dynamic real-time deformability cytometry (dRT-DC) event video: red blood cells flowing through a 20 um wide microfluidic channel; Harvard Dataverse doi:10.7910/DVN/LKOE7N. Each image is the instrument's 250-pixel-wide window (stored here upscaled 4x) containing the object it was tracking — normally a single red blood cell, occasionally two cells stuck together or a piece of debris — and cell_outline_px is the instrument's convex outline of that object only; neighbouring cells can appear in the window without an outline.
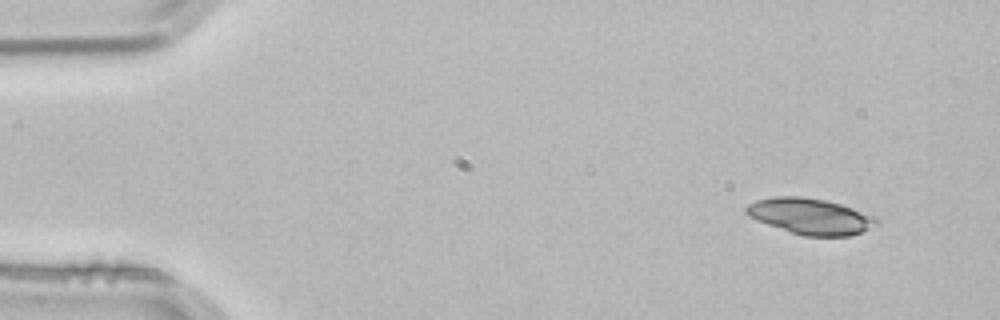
{"species": "common noctule bat (a hibernating species)", "species_latin": "Nyctalus noctula", "temperature_condition": "room temperature", "stored_images_in_passage": 5, "segment_of_instrument_passage": [2, 2], "camera_frame_rate_fps": 3000, "um_per_image_px": 0.085, "animal": {"sex": "male", "body_mass_g": 21.5, "forearm_length_mm": 52.0}, "frame": {"image": 1, "passage_image": 5, "time_ms": 1.333, "image_size_px": [1000, 320], "cell_outline_px": [[880, 224], [860, 232], [848, 236], [804, 236], [768, 224], [748, 216], [744, 212], [744, 208], [748, 204], [756, 200], [776, 196], [800, 196], [824, 200], [840, 204], [876, 216], [880, 220]], "centroid_in_image_um": [68.9, 18.38], "position_along_channel_um": 16.1, "area_um2": 27.22}}